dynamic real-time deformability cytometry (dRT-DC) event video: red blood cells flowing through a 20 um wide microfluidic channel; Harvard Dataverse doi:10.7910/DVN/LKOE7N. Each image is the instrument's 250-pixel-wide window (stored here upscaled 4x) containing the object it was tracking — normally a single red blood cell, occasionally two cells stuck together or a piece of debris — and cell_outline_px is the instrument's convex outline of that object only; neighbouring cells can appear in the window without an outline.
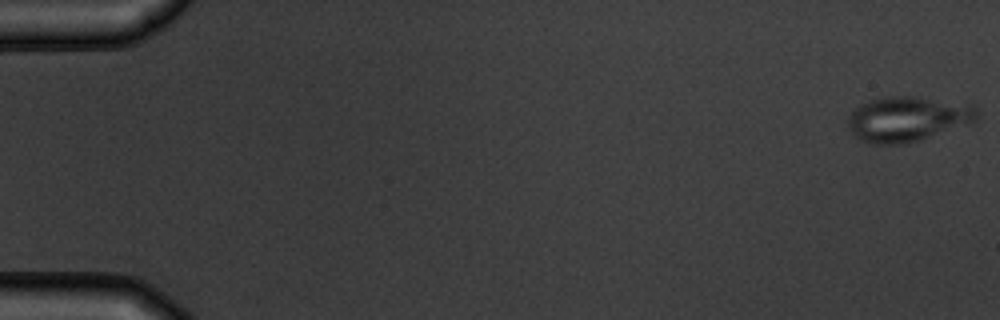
{"species": "common noctule bat (a hibernating species)", "species_latin": "Nyctalus noctula", "temperature_condition": "warm", "stored_images_in_passage": 11, "camera_frame_rate_fps": 3000, "um_per_image_px": 0.085, "animal": {"sex": "male", "body_mass_g": 19.5, "forearm_length_mm": 54.6}, "frame": {"image": 1, "passage_image": 1, "time_ms": 0.0, "image_size_px": [1000, 320], "cell_outline_px": [[976, 124], [916, 140], [900, 144], [868, 144], [860, 140], [848, 128], [844, 120], [860, 104], [880, 96], [916, 96], [976, 108]], "centroid_in_image_um": [77.06, 10.13], "position_along_channel_um": 7.9, "area_um2": 33.76}}
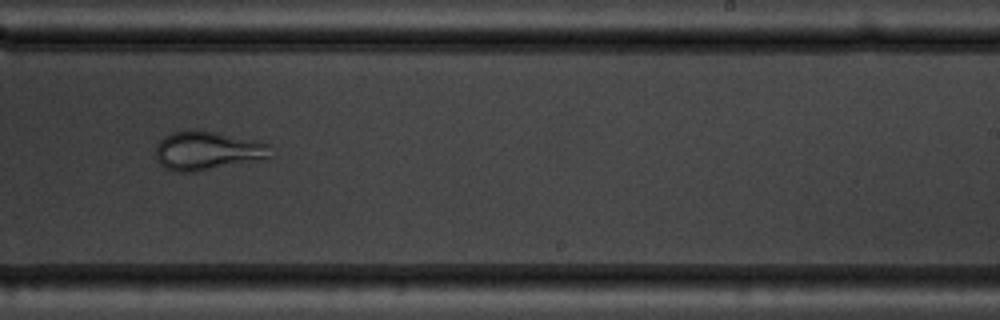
{"frame": {"image": 2, "passage_image": 10, "time_ms": 11.0, "image_size_px": [1000, 320], "cell_outline_px": [[272, 156], [268, 160], [196, 172], [176, 172], [164, 168], [160, 164], [156, 156], [156, 144], [164, 136], [172, 132], [216, 132], [256, 140], [268, 144]], "centroid_in_image_um": [17.69, 12.86], "position_along_channel_um": 271.3, "area_um2": 26.18}}
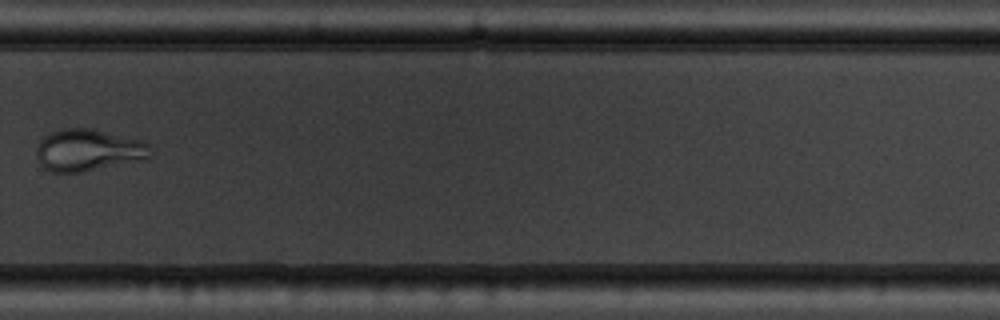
{"frame": {"image": 3, "passage_image": 11, "time_ms": 12.333, "image_size_px": [1000, 320], "cell_outline_px": [[152, 156], [144, 160], [80, 172], [52, 172], [44, 168], [40, 164], [36, 156], [36, 148], [40, 140], [44, 136], [52, 132], [64, 128], [88, 128], [144, 140], [152, 144]], "centroid_in_image_um": [7.55, 12.76], "position_along_channel_um": 322.2, "area_um2": 28.15}}